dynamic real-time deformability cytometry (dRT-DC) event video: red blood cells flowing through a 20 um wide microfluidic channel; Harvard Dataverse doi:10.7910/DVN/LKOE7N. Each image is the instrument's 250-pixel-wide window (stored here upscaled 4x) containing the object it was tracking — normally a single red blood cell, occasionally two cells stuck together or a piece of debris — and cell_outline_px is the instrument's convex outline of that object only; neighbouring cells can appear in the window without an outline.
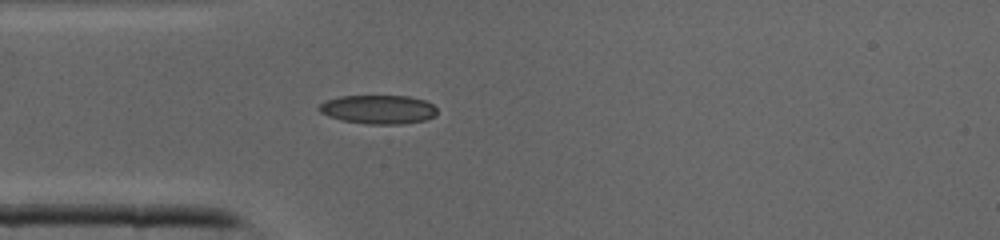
{"species": "common noctule bat (a hibernating species)", "species_latin": "Nyctalus noctula", "temperature_condition": "cold", "stored_images_in_passage": 31, "camera_frame_rate_fps": 3000, "um_per_image_px": 0.085, "animal": {"sex": "male", "body_mass_g": 19.0, "forearm_length_mm": 50.8}, "frame": {"image": 1, "passage_image": 1, "time_ms": 0.0, "image_size_px": [1000, 240], "cell_outline_px": [[436, 116], [424, 120], [400, 124], [368, 124], [344, 120], [328, 116], [320, 112], [316, 108], [324, 100], [340, 96], [408, 96], [424, 100], [432, 104], [436, 108]], "centroid_in_image_um": [32.13, 9.29], "position_along_channel_um": 52.9, "area_um2": 19.83}}
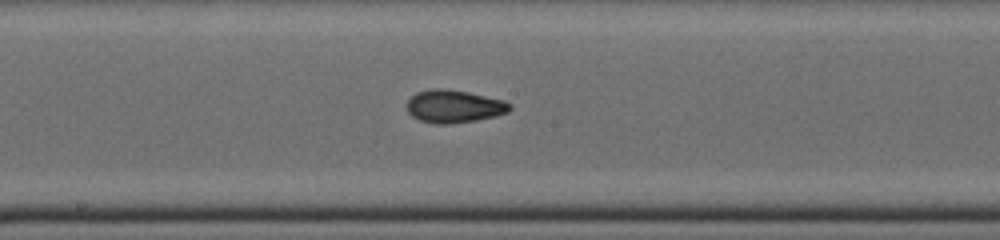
{"frame": {"image": 2, "passage_image": 11, "time_ms": 3.333, "image_size_px": [1000, 240], "cell_outline_px": [[512, 108], [508, 112], [496, 116], [476, 120], [448, 124], [436, 124], [420, 120], [412, 116], [408, 112], [408, 100], [416, 92], [432, 88], [444, 88], [468, 92], [504, 100], [512, 104]], "centroid_in_image_um": [38.61, 9.03], "position_along_channel_um": 209.6, "area_um2": 19.71}}
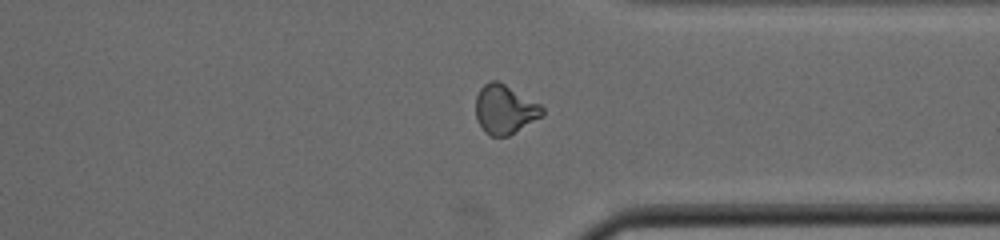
{"frame": {"image": 3, "passage_image": 21, "time_ms": 6.667, "image_size_px": [1000, 240], "cell_outline_px": [[544, 116], [508, 136], [492, 136], [484, 132], [476, 120], [476, 96], [480, 88], [488, 80], [496, 80], [504, 84], [540, 104], [544, 108]], "centroid_in_image_um": [42.9, 9.31], "position_along_channel_um": 368.5, "area_um2": 19.13}}